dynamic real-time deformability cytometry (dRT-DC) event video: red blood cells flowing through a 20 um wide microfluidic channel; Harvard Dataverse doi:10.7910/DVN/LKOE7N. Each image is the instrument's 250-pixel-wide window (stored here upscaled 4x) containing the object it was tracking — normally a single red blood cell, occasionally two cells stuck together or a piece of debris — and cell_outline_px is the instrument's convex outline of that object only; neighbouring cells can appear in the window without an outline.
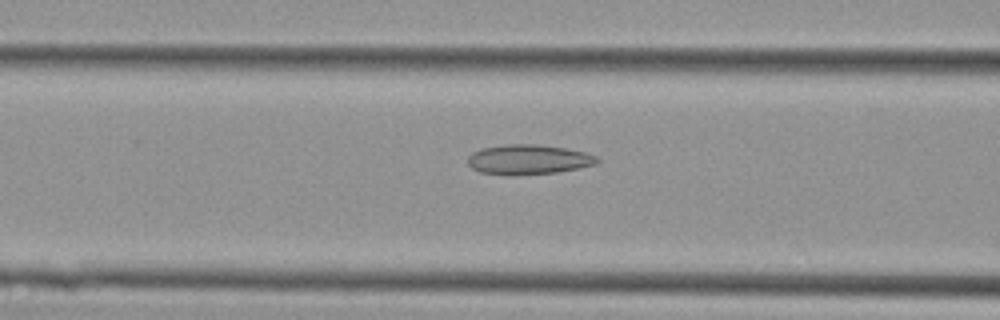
{"species": "Egyptian fruit bat (a non-hibernating species)", "species_latin": "Rousettus aegyptiacus", "temperature_condition": "cold", "stored_images_in_passage": 28, "camera_frame_rate_fps": 3000, "um_per_image_px": 0.085, "animal": {"sex": "female"}, "frame": {"image": 1, "passage_image": 10, "time_ms": 3.0, "image_size_px": [1000, 320], "cell_outline_px": [[600, 160], [596, 164], [556, 172], [512, 176], [504, 176], [480, 172], [472, 168], [468, 164], [468, 156], [472, 152], [484, 148], [508, 144], [536, 144], [564, 148], [588, 152], [596, 156]], "centroid_in_image_um": [44.9, 13.57], "position_along_channel_um": 121.7, "area_um2": 22.6}}
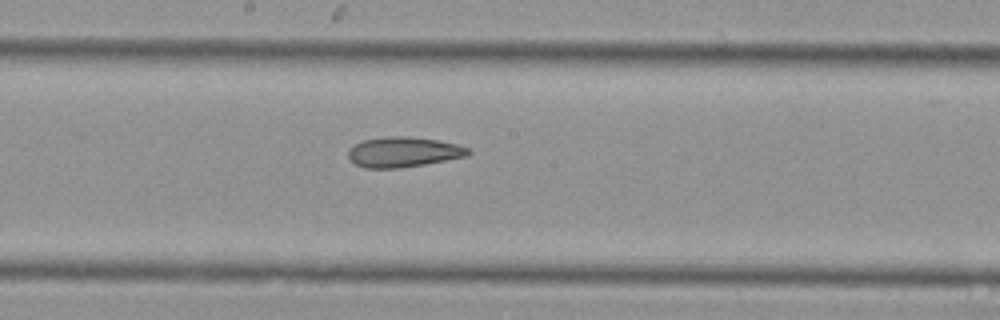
{"frame": {"image": 2, "passage_image": 16, "time_ms": 5.0, "image_size_px": [1000, 320], "cell_outline_px": [[472, 152], [468, 156], [424, 164], [400, 168], [364, 168], [356, 164], [348, 156], [348, 152], [356, 144], [364, 140], [384, 136], [408, 136], [440, 140], [456, 144], [468, 148]], "centroid_in_image_um": [34.32, 12.92], "position_along_channel_um": 213.9, "area_um2": 21.04}}
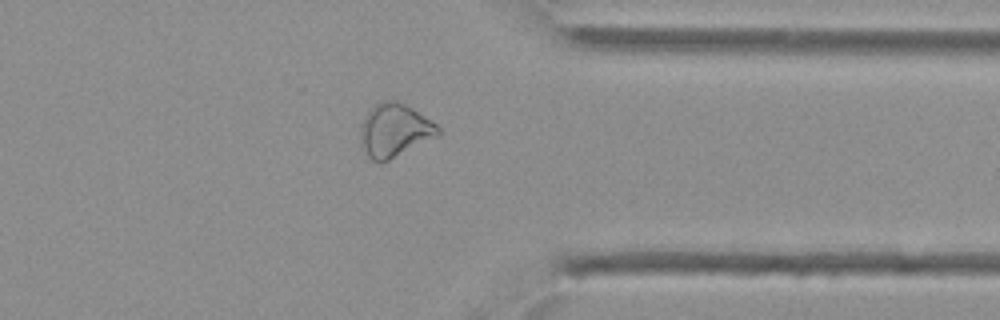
{"frame": {"image": 3, "passage_image": 27, "time_ms": 8.667, "image_size_px": [1000, 320], "cell_outline_px": [[440, 136], [380, 164], [372, 160], [368, 156], [360, 144], [360, 124], [364, 116], [380, 100], [396, 100], [412, 108], [436, 124], [440, 128]], "centroid_in_image_um": [33.52, 11.09], "position_along_channel_um": 377.9, "area_um2": 24.33}}